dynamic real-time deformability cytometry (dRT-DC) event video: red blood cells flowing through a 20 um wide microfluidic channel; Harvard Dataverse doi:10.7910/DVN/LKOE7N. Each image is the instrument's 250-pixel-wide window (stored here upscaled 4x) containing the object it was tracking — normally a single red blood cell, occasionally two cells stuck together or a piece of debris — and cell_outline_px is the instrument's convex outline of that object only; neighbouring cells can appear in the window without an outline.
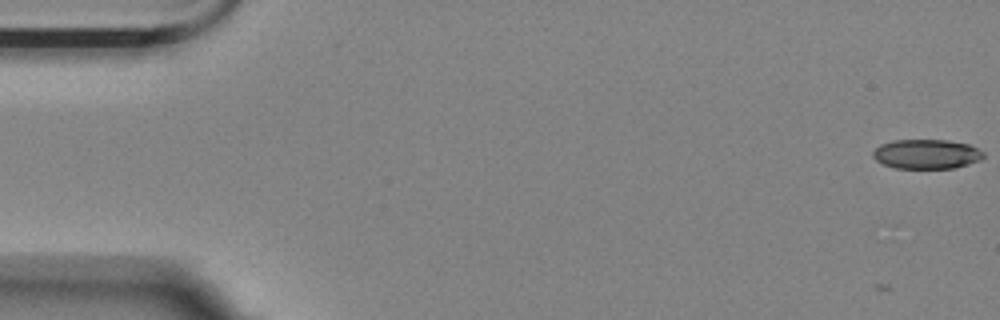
{"species": "Egyptian fruit bat (a non-hibernating species)", "species_latin": "Rousettus aegyptiacus", "temperature_condition": "room temperature", "stored_images_in_passage": 5, "camera_frame_rate_fps": 3000, "um_per_image_px": 0.085, "animal": {"sex": "female"}, "frame": {"image": 1, "passage_image": 1, "time_ms": 0.0, "image_size_px": [1000, 320], "cell_outline_px": [[984, 156], [980, 160], [968, 164], [952, 168], [896, 168], [884, 164], [876, 160], [872, 156], [872, 152], [880, 144], [892, 140], [948, 140], [968, 144], [984, 152]], "centroid_in_image_um": [78.74, 13.09], "position_along_channel_um": 6.3, "area_um2": 18.96}}